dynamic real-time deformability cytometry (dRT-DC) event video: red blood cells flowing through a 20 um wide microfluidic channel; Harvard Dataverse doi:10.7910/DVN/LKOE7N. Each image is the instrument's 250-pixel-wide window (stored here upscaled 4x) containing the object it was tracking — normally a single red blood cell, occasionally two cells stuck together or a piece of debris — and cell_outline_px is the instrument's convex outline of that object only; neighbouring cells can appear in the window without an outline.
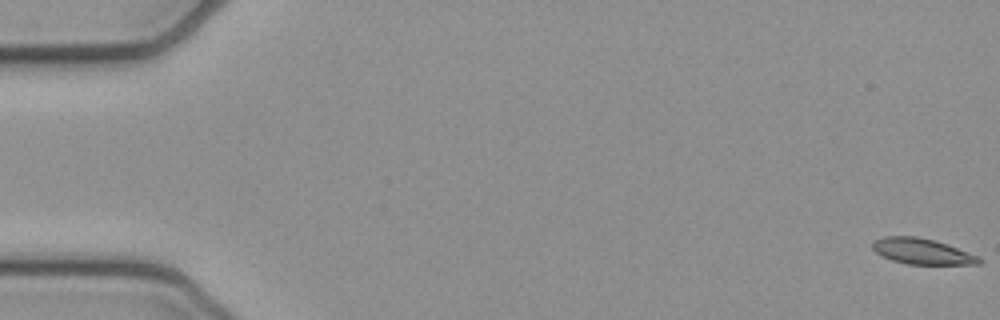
{"species": "common noctule bat (a hibernating species)", "species_latin": "Nyctalus noctula", "temperature_condition": "cold", "stored_images_in_passage": 54, "segment_of_instrument_passage": [1, 2], "camera_frame_rate_fps": 3000, "um_per_image_px": 0.085, "animal": {"sex": "female", "body_mass_g": 21.9}, "frame": {"image": 1, "passage_image": 1, "time_ms": 0.0, "image_size_px": [1000, 320], "cell_outline_px": [[984, 260], [980, 264], [908, 264], [892, 260], [876, 252], [872, 248], [872, 240], [884, 236], [916, 236], [936, 240], [948, 244], [980, 256]], "centroid_in_image_um": [78.41, 21.35], "position_along_channel_um": 6.6, "area_um2": 16.18}}
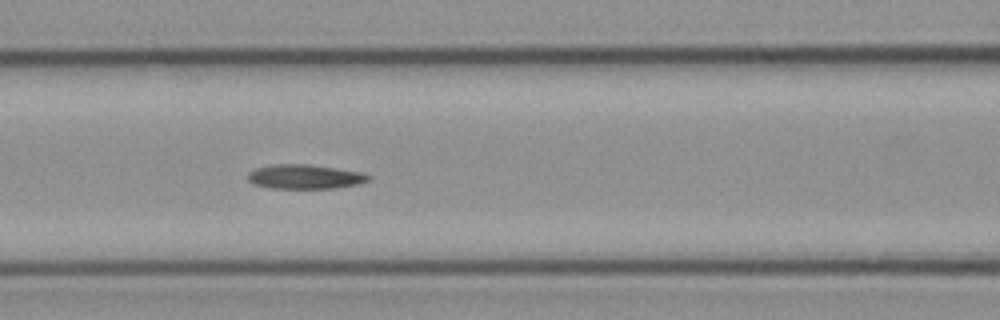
{"frame": {"image": 2, "passage_image": 23, "time_ms": 7.333, "image_size_px": [1000, 320], "cell_outline_px": [[372, 176], [368, 180], [360, 184], [336, 188], [272, 188], [256, 184], [248, 180], [248, 172], [256, 168], [272, 164], [308, 164], [364, 172]], "centroid_in_image_um": [25.96, 15.01], "position_along_channel_um": 140.6, "area_um2": 17.17}}
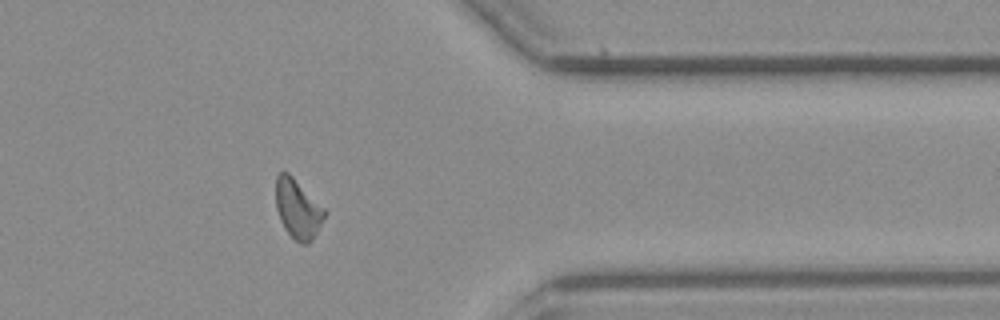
{"frame": {"image": 3, "passage_image": 43, "time_ms": 14.0, "image_size_px": [1000, 320], "cell_outline_px": [[328, 212], [312, 240], [308, 244], [300, 244], [284, 228], [280, 220], [276, 208], [276, 176], [280, 172], [288, 172]], "centroid_in_image_um": [25.31, 17.77], "position_along_channel_um": 386.1, "area_um2": 16.7}}